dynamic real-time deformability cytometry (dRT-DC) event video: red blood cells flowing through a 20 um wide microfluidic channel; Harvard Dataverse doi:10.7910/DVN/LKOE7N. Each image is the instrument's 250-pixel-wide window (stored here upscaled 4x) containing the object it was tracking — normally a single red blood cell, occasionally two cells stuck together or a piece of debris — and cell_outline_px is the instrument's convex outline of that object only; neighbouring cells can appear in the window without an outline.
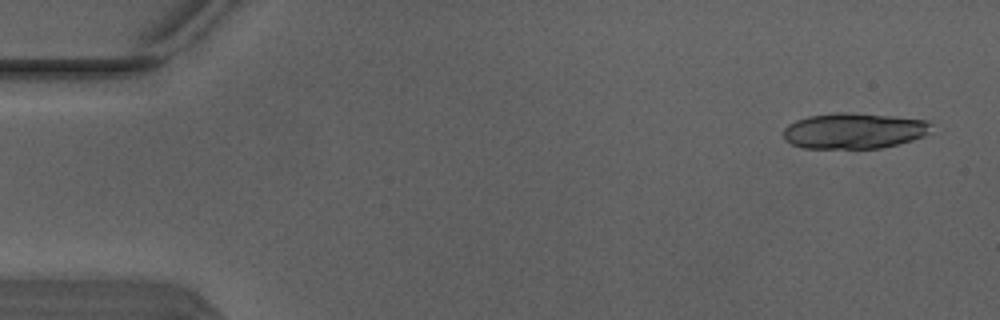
{"species": "Egyptian fruit bat (a non-hibernating species)", "species_latin": "Rousettus aegyptiacus", "temperature_condition": "warm", "stored_images_in_passage": 5, "segment_of_instrument_passage": [1, 2], "camera_frame_rate_fps": 3000, "um_per_image_px": 0.085, "animal": {"sex": "male"}, "frame": {"image": 1, "passage_image": 1, "time_ms": 0.0, "image_size_px": [1000, 320], "cell_outline_px": [[932, 124], [928, 132], [924, 136], [912, 140], [880, 148], [804, 148], [792, 144], [784, 140], [784, 128], [788, 124], [796, 120], [808, 116], [836, 112], [848, 112], [896, 116], [928, 120]], "centroid_in_image_um": [72.58, 11.1], "position_along_channel_um": 12.4, "area_um2": 30.92}}